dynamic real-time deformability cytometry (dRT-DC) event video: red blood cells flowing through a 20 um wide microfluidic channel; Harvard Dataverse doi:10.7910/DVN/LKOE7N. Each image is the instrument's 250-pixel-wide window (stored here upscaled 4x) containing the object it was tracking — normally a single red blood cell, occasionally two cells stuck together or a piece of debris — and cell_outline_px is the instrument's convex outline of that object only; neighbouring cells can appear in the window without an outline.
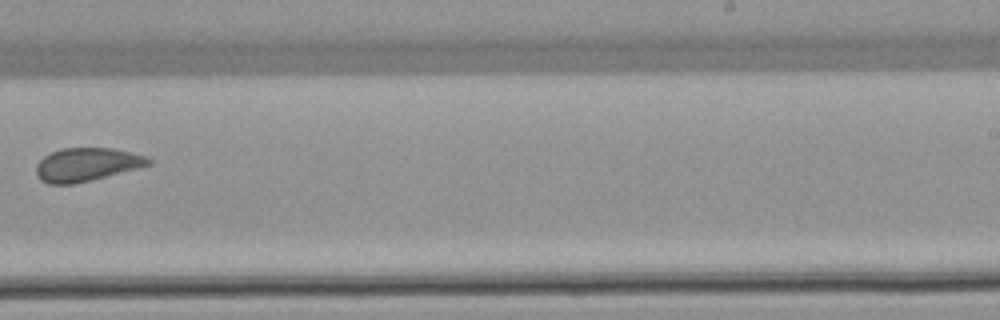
{"species": "common noctule bat (a hibernating species)", "species_latin": "Nyctalus noctula", "temperature_condition": "warm", "stored_images_in_passage": 9, "camera_frame_rate_fps": 3000, "um_per_image_px": 0.085, "animal": {"sex": "female", "body_mass_g": 22.7, "forearm_length_mm": 54.2}, "frame": {"image": 1, "passage_image": 8, "time_ms": 10.0, "image_size_px": [1000, 320], "cell_outline_px": [[152, 164], [92, 180], [76, 184], [48, 184], [40, 180], [36, 176], [36, 164], [44, 156], [60, 148], [112, 148], [132, 152], [144, 156], [152, 160]], "centroid_in_image_um": [7.34, 13.99], "position_along_channel_um": 281.7, "area_um2": 21.91}}
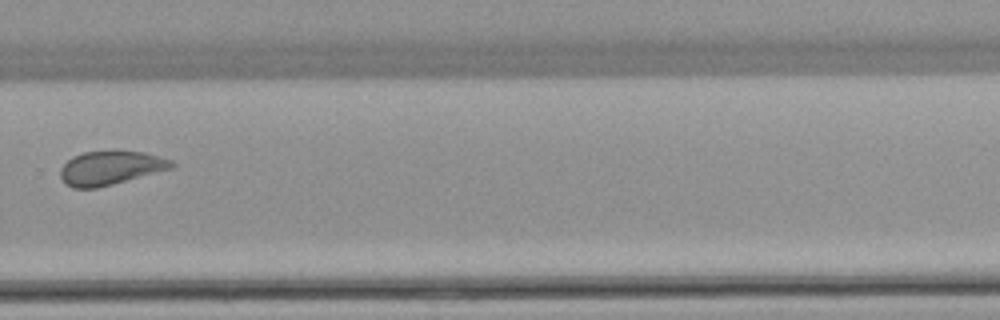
{"frame": {"image": 2, "passage_image": 9, "time_ms": 11.0, "image_size_px": [1000, 320], "cell_outline_px": [[176, 164], [172, 168], [112, 184], [96, 188], [72, 188], [64, 184], [60, 176], [60, 168], [72, 156], [84, 152], [112, 148], [144, 152], [172, 160]], "centroid_in_image_um": [9.36, 14.23], "position_along_channel_um": 320.4, "area_um2": 22.48}}